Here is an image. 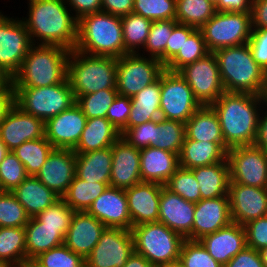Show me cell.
I'll return each instance as SVG.
<instances>
[{"label": "cell", "instance_id": "b9f144b4", "mask_svg": "<svg viewBox=\"0 0 267 267\" xmlns=\"http://www.w3.org/2000/svg\"><path fill=\"white\" fill-rule=\"evenodd\" d=\"M210 52L205 44L203 33L196 29L186 40L178 54L165 66V70L178 72L185 65L204 58Z\"/></svg>", "mask_w": 267, "mask_h": 267}, {"label": "cell", "instance_id": "681fc988", "mask_svg": "<svg viewBox=\"0 0 267 267\" xmlns=\"http://www.w3.org/2000/svg\"><path fill=\"white\" fill-rule=\"evenodd\" d=\"M27 176L22 162L9 151L0 163V191L12 192Z\"/></svg>", "mask_w": 267, "mask_h": 267}, {"label": "cell", "instance_id": "60d3db41", "mask_svg": "<svg viewBox=\"0 0 267 267\" xmlns=\"http://www.w3.org/2000/svg\"><path fill=\"white\" fill-rule=\"evenodd\" d=\"M125 54L138 53L135 49L145 46L152 21L135 13L121 17Z\"/></svg>", "mask_w": 267, "mask_h": 267}, {"label": "cell", "instance_id": "8d00e7d4", "mask_svg": "<svg viewBox=\"0 0 267 267\" xmlns=\"http://www.w3.org/2000/svg\"><path fill=\"white\" fill-rule=\"evenodd\" d=\"M27 260L24 227H0V261L19 267Z\"/></svg>", "mask_w": 267, "mask_h": 267}, {"label": "cell", "instance_id": "e0dca14e", "mask_svg": "<svg viewBox=\"0 0 267 267\" xmlns=\"http://www.w3.org/2000/svg\"><path fill=\"white\" fill-rule=\"evenodd\" d=\"M45 136V122L22 111L15 104L10 108L0 123V139L13 151L28 140Z\"/></svg>", "mask_w": 267, "mask_h": 267}, {"label": "cell", "instance_id": "30bf717a", "mask_svg": "<svg viewBox=\"0 0 267 267\" xmlns=\"http://www.w3.org/2000/svg\"><path fill=\"white\" fill-rule=\"evenodd\" d=\"M161 118L186 123L202 105L188 83L177 73L164 70L160 74Z\"/></svg>", "mask_w": 267, "mask_h": 267}, {"label": "cell", "instance_id": "44dd1931", "mask_svg": "<svg viewBox=\"0 0 267 267\" xmlns=\"http://www.w3.org/2000/svg\"><path fill=\"white\" fill-rule=\"evenodd\" d=\"M194 212L195 203L172 193L165 186L162 187L158 222L180 234L184 239L192 240Z\"/></svg>", "mask_w": 267, "mask_h": 267}, {"label": "cell", "instance_id": "d6a6232c", "mask_svg": "<svg viewBox=\"0 0 267 267\" xmlns=\"http://www.w3.org/2000/svg\"><path fill=\"white\" fill-rule=\"evenodd\" d=\"M112 146L104 149L76 153L75 176L87 182H110Z\"/></svg>", "mask_w": 267, "mask_h": 267}, {"label": "cell", "instance_id": "8c879c8a", "mask_svg": "<svg viewBox=\"0 0 267 267\" xmlns=\"http://www.w3.org/2000/svg\"><path fill=\"white\" fill-rule=\"evenodd\" d=\"M19 267H40V266L37 263H35L33 260H26Z\"/></svg>", "mask_w": 267, "mask_h": 267}, {"label": "cell", "instance_id": "34e18365", "mask_svg": "<svg viewBox=\"0 0 267 267\" xmlns=\"http://www.w3.org/2000/svg\"><path fill=\"white\" fill-rule=\"evenodd\" d=\"M0 267H14V266L7 262L0 261Z\"/></svg>", "mask_w": 267, "mask_h": 267}, {"label": "cell", "instance_id": "8992f818", "mask_svg": "<svg viewBox=\"0 0 267 267\" xmlns=\"http://www.w3.org/2000/svg\"><path fill=\"white\" fill-rule=\"evenodd\" d=\"M116 67L115 57L87 56L76 49L71 50L67 60V79L75 98L103 89H116Z\"/></svg>", "mask_w": 267, "mask_h": 267}, {"label": "cell", "instance_id": "6f0895ef", "mask_svg": "<svg viewBox=\"0 0 267 267\" xmlns=\"http://www.w3.org/2000/svg\"><path fill=\"white\" fill-rule=\"evenodd\" d=\"M195 30L196 28L181 23H177L174 26L166 44V65L178 54L184 44V40Z\"/></svg>", "mask_w": 267, "mask_h": 267}, {"label": "cell", "instance_id": "f6af8a7d", "mask_svg": "<svg viewBox=\"0 0 267 267\" xmlns=\"http://www.w3.org/2000/svg\"><path fill=\"white\" fill-rule=\"evenodd\" d=\"M164 186L188 202L201 200L199 183L190 169L179 167Z\"/></svg>", "mask_w": 267, "mask_h": 267}, {"label": "cell", "instance_id": "680465c9", "mask_svg": "<svg viewBox=\"0 0 267 267\" xmlns=\"http://www.w3.org/2000/svg\"><path fill=\"white\" fill-rule=\"evenodd\" d=\"M224 267H264L258 250L246 246Z\"/></svg>", "mask_w": 267, "mask_h": 267}, {"label": "cell", "instance_id": "753ad0ef", "mask_svg": "<svg viewBox=\"0 0 267 267\" xmlns=\"http://www.w3.org/2000/svg\"><path fill=\"white\" fill-rule=\"evenodd\" d=\"M158 267H183L179 262L171 263V264H165Z\"/></svg>", "mask_w": 267, "mask_h": 267}, {"label": "cell", "instance_id": "8fae6325", "mask_svg": "<svg viewBox=\"0 0 267 267\" xmlns=\"http://www.w3.org/2000/svg\"><path fill=\"white\" fill-rule=\"evenodd\" d=\"M165 66L159 59L144 58L139 53L125 54L117 58L116 89L119 95L133 97L143 88L155 82Z\"/></svg>", "mask_w": 267, "mask_h": 267}, {"label": "cell", "instance_id": "603a6c76", "mask_svg": "<svg viewBox=\"0 0 267 267\" xmlns=\"http://www.w3.org/2000/svg\"><path fill=\"white\" fill-rule=\"evenodd\" d=\"M142 182L140 149L120 137L112 145V166L109 186L127 189Z\"/></svg>", "mask_w": 267, "mask_h": 267}, {"label": "cell", "instance_id": "5bb4252c", "mask_svg": "<svg viewBox=\"0 0 267 267\" xmlns=\"http://www.w3.org/2000/svg\"><path fill=\"white\" fill-rule=\"evenodd\" d=\"M33 46L23 20H14L0 12V67L12 78Z\"/></svg>", "mask_w": 267, "mask_h": 267}, {"label": "cell", "instance_id": "52a82bcc", "mask_svg": "<svg viewBox=\"0 0 267 267\" xmlns=\"http://www.w3.org/2000/svg\"><path fill=\"white\" fill-rule=\"evenodd\" d=\"M134 252L144 256L154 267L179 261L185 240L161 222L144 223L132 227Z\"/></svg>", "mask_w": 267, "mask_h": 267}, {"label": "cell", "instance_id": "484cf974", "mask_svg": "<svg viewBox=\"0 0 267 267\" xmlns=\"http://www.w3.org/2000/svg\"><path fill=\"white\" fill-rule=\"evenodd\" d=\"M198 241L223 267L247 246L245 227L234 222Z\"/></svg>", "mask_w": 267, "mask_h": 267}, {"label": "cell", "instance_id": "e575fe53", "mask_svg": "<svg viewBox=\"0 0 267 267\" xmlns=\"http://www.w3.org/2000/svg\"><path fill=\"white\" fill-rule=\"evenodd\" d=\"M24 228L27 260H33L39 254L64 244L65 235L60 228L43 226L35 217H30Z\"/></svg>", "mask_w": 267, "mask_h": 267}, {"label": "cell", "instance_id": "4316f807", "mask_svg": "<svg viewBox=\"0 0 267 267\" xmlns=\"http://www.w3.org/2000/svg\"><path fill=\"white\" fill-rule=\"evenodd\" d=\"M180 167L179 155L153 146L140 150L142 182L165 185Z\"/></svg>", "mask_w": 267, "mask_h": 267}, {"label": "cell", "instance_id": "6da1fadb", "mask_svg": "<svg viewBox=\"0 0 267 267\" xmlns=\"http://www.w3.org/2000/svg\"><path fill=\"white\" fill-rule=\"evenodd\" d=\"M266 101L267 96L224 92L210 105L218 116L224 143L229 149L255 144L260 117L258 110L260 103L263 105Z\"/></svg>", "mask_w": 267, "mask_h": 267}, {"label": "cell", "instance_id": "91938a15", "mask_svg": "<svg viewBox=\"0 0 267 267\" xmlns=\"http://www.w3.org/2000/svg\"><path fill=\"white\" fill-rule=\"evenodd\" d=\"M134 0H102L101 11L115 16H125L133 13Z\"/></svg>", "mask_w": 267, "mask_h": 267}, {"label": "cell", "instance_id": "7c38bea8", "mask_svg": "<svg viewBox=\"0 0 267 267\" xmlns=\"http://www.w3.org/2000/svg\"><path fill=\"white\" fill-rule=\"evenodd\" d=\"M230 182L267 188V153L257 145L228 149Z\"/></svg>", "mask_w": 267, "mask_h": 267}, {"label": "cell", "instance_id": "d6986e66", "mask_svg": "<svg viewBox=\"0 0 267 267\" xmlns=\"http://www.w3.org/2000/svg\"><path fill=\"white\" fill-rule=\"evenodd\" d=\"M87 212L106 227L132 229L125 189L108 186Z\"/></svg>", "mask_w": 267, "mask_h": 267}, {"label": "cell", "instance_id": "9f6ffc18", "mask_svg": "<svg viewBox=\"0 0 267 267\" xmlns=\"http://www.w3.org/2000/svg\"><path fill=\"white\" fill-rule=\"evenodd\" d=\"M253 59L267 74V28H252L247 42Z\"/></svg>", "mask_w": 267, "mask_h": 267}, {"label": "cell", "instance_id": "e7e4bbea", "mask_svg": "<svg viewBox=\"0 0 267 267\" xmlns=\"http://www.w3.org/2000/svg\"><path fill=\"white\" fill-rule=\"evenodd\" d=\"M14 104V87L10 81L5 87L0 88V123Z\"/></svg>", "mask_w": 267, "mask_h": 267}, {"label": "cell", "instance_id": "ffe728a7", "mask_svg": "<svg viewBox=\"0 0 267 267\" xmlns=\"http://www.w3.org/2000/svg\"><path fill=\"white\" fill-rule=\"evenodd\" d=\"M76 170V153L72 149H53L36 177L57 195L62 197Z\"/></svg>", "mask_w": 267, "mask_h": 267}, {"label": "cell", "instance_id": "ee69618b", "mask_svg": "<svg viewBox=\"0 0 267 267\" xmlns=\"http://www.w3.org/2000/svg\"><path fill=\"white\" fill-rule=\"evenodd\" d=\"M117 95V89H103L96 93L78 96L76 103L82 109L87 119L106 118L107 110Z\"/></svg>", "mask_w": 267, "mask_h": 267}, {"label": "cell", "instance_id": "bcb514c9", "mask_svg": "<svg viewBox=\"0 0 267 267\" xmlns=\"http://www.w3.org/2000/svg\"><path fill=\"white\" fill-rule=\"evenodd\" d=\"M33 261L40 267H85V259L64 244L39 254Z\"/></svg>", "mask_w": 267, "mask_h": 267}, {"label": "cell", "instance_id": "03108f58", "mask_svg": "<svg viewBox=\"0 0 267 267\" xmlns=\"http://www.w3.org/2000/svg\"><path fill=\"white\" fill-rule=\"evenodd\" d=\"M265 105L267 107V101L265 102ZM255 145L267 153V111L265 112V116H261L259 118L258 133Z\"/></svg>", "mask_w": 267, "mask_h": 267}, {"label": "cell", "instance_id": "3957f363", "mask_svg": "<svg viewBox=\"0 0 267 267\" xmlns=\"http://www.w3.org/2000/svg\"><path fill=\"white\" fill-rule=\"evenodd\" d=\"M213 54L225 92L267 96V74L253 59L248 43L221 48Z\"/></svg>", "mask_w": 267, "mask_h": 267}, {"label": "cell", "instance_id": "ba28073f", "mask_svg": "<svg viewBox=\"0 0 267 267\" xmlns=\"http://www.w3.org/2000/svg\"><path fill=\"white\" fill-rule=\"evenodd\" d=\"M14 103L22 111L44 122L76 103L67 77L47 87H14Z\"/></svg>", "mask_w": 267, "mask_h": 267}, {"label": "cell", "instance_id": "11a10c76", "mask_svg": "<svg viewBox=\"0 0 267 267\" xmlns=\"http://www.w3.org/2000/svg\"><path fill=\"white\" fill-rule=\"evenodd\" d=\"M244 227L248 247L258 251L267 247V215L248 222Z\"/></svg>", "mask_w": 267, "mask_h": 267}, {"label": "cell", "instance_id": "74e56055", "mask_svg": "<svg viewBox=\"0 0 267 267\" xmlns=\"http://www.w3.org/2000/svg\"><path fill=\"white\" fill-rule=\"evenodd\" d=\"M53 149L52 144L44 136L40 139L28 140L12 152L24 165L27 175L36 176Z\"/></svg>", "mask_w": 267, "mask_h": 267}, {"label": "cell", "instance_id": "a7ac6f4b", "mask_svg": "<svg viewBox=\"0 0 267 267\" xmlns=\"http://www.w3.org/2000/svg\"><path fill=\"white\" fill-rule=\"evenodd\" d=\"M10 81L11 78L0 67V88L5 87Z\"/></svg>", "mask_w": 267, "mask_h": 267}, {"label": "cell", "instance_id": "db71d44e", "mask_svg": "<svg viewBox=\"0 0 267 267\" xmlns=\"http://www.w3.org/2000/svg\"><path fill=\"white\" fill-rule=\"evenodd\" d=\"M131 112V98L117 95L107 110V120L120 132L126 125Z\"/></svg>", "mask_w": 267, "mask_h": 267}, {"label": "cell", "instance_id": "ab89813d", "mask_svg": "<svg viewBox=\"0 0 267 267\" xmlns=\"http://www.w3.org/2000/svg\"><path fill=\"white\" fill-rule=\"evenodd\" d=\"M215 13V5L209 0H176L178 23L200 29Z\"/></svg>", "mask_w": 267, "mask_h": 267}, {"label": "cell", "instance_id": "003e7915", "mask_svg": "<svg viewBox=\"0 0 267 267\" xmlns=\"http://www.w3.org/2000/svg\"><path fill=\"white\" fill-rule=\"evenodd\" d=\"M123 267H154L144 256L133 252Z\"/></svg>", "mask_w": 267, "mask_h": 267}, {"label": "cell", "instance_id": "277c9868", "mask_svg": "<svg viewBox=\"0 0 267 267\" xmlns=\"http://www.w3.org/2000/svg\"><path fill=\"white\" fill-rule=\"evenodd\" d=\"M75 49L92 56L125 55L121 17L103 11L81 17Z\"/></svg>", "mask_w": 267, "mask_h": 267}, {"label": "cell", "instance_id": "f1b7e54d", "mask_svg": "<svg viewBox=\"0 0 267 267\" xmlns=\"http://www.w3.org/2000/svg\"><path fill=\"white\" fill-rule=\"evenodd\" d=\"M228 149L225 143L200 142L185 136L179 154V165L185 169H193L222 162L227 160Z\"/></svg>", "mask_w": 267, "mask_h": 267}, {"label": "cell", "instance_id": "89a4df30", "mask_svg": "<svg viewBox=\"0 0 267 267\" xmlns=\"http://www.w3.org/2000/svg\"><path fill=\"white\" fill-rule=\"evenodd\" d=\"M8 152L9 150L7 146L0 139V163L3 161Z\"/></svg>", "mask_w": 267, "mask_h": 267}, {"label": "cell", "instance_id": "d4e9b609", "mask_svg": "<svg viewBox=\"0 0 267 267\" xmlns=\"http://www.w3.org/2000/svg\"><path fill=\"white\" fill-rule=\"evenodd\" d=\"M106 226L87 211L74 212L64 245L84 259L98 243Z\"/></svg>", "mask_w": 267, "mask_h": 267}, {"label": "cell", "instance_id": "be15d7a7", "mask_svg": "<svg viewBox=\"0 0 267 267\" xmlns=\"http://www.w3.org/2000/svg\"><path fill=\"white\" fill-rule=\"evenodd\" d=\"M252 28H267V0H252Z\"/></svg>", "mask_w": 267, "mask_h": 267}, {"label": "cell", "instance_id": "2e32d148", "mask_svg": "<svg viewBox=\"0 0 267 267\" xmlns=\"http://www.w3.org/2000/svg\"><path fill=\"white\" fill-rule=\"evenodd\" d=\"M87 117L77 103L45 121V137L54 149L74 150L85 128Z\"/></svg>", "mask_w": 267, "mask_h": 267}, {"label": "cell", "instance_id": "6125c7cd", "mask_svg": "<svg viewBox=\"0 0 267 267\" xmlns=\"http://www.w3.org/2000/svg\"><path fill=\"white\" fill-rule=\"evenodd\" d=\"M217 12H252V0H219L215 5Z\"/></svg>", "mask_w": 267, "mask_h": 267}, {"label": "cell", "instance_id": "f546056e", "mask_svg": "<svg viewBox=\"0 0 267 267\" xmlns=\"http://www.w3.org/2000/svg\"><path fill=\"white\" fill-rule=\"evenodd\" d=\"M160 96L159 76L155 82L131 97V112L127 120V125L120 131V134L122 135L128 128L160 119Z\"/></svg>", "mask_w": 267, "mask_h": 267}, {"label": "cell", "instance_id": "836d02e7", "mask_svg": "<svg viewBox=\"0 0 267 267\" xmlns=\"http://www.w3.org/2000/svg\"><path fill=\"white\" fill-rule=\"evenodd\" d=\"M186 137L190 140L224 143L218 116L210 105L201 106L185 123Z\"/></svg>", "mask_w": 267, "mask_h": 267}, {"label": "cell", "instance_id": "7a4b0ae2", "mask_svg": "<svg viewBox=\"0 0 267 267\" xmlns=\"http://www.w3.org/2000/svg\"><path fill=\"white\" fill-rule=\"evenodd\" d=\"M29 18L24 24L33 42L39 45H58L68 50L76 47L78 20L65 6L66 0H29ZM42 42V43H41Z\"/></svg>", "mask_w": 267, "mask_h": 267}, {"label": "cell", "instance_id": "f907efd6", "mask_svg": "<svg viewBox=\"0 0 267 267\" xmlns=\"http://www.w3.org/2000/svg\"><path fill=\"white\" fill-rule=\"evenodd\" d=\"M178 262L183 267H223L199 241L188 239L182 243Z\"/></svg>", "mask_w": 267, "mask_h": 267}, {"label": "cell", "instance_id": "9c48e42d", "mask_svg": "<svg viewBox=\"0 0 267 267\" xmlns=\"http://www.w3.org/2000/svg\"><path fill=\"white\" fill-rule=\"evenodd\" d=\"M209 52L249 41L252 33L251 12H217L200 28Z\"/></svg>", "mask_w": 267, "mask_h": 267}, {"label": "cell", "instance_id": "7dc6e473", "mask_svg": "<svg viewBox=\"0 0 267 267\" xmlns=\"http://www.w3.org/2000/svg\"><path fill=\"white\" fill-rule=\"evenodd\" d=\"M29 218L12 192L0 191V227H25Z\"/></svg>", "mask_w": 267, "mask_h": 267}, {"label": "cell", "instance_id": "4fadbf2b", "mask_svg": "<svg viewBox=\"0 0 267 267\" xmlns=\"http://www.w3.org/2000/svg\"><path fill=\"white\" fill-rule=\"evenodd\" d=\"M177 73L188 83L202 106L211 105L225 92L218 63L212 52L185 65Z\"/></svg>", "mask_w": 267, "mask_h": 267}, {"label": "cell", "instance_id": "94428289", "mask_svg": "<svg viewBox=\"0 0 267 267\" xmlns=\"http://www.w3.org/2000/svg\"><path fill=\"white\" fill-rule=\"evenodd\" d=\"M67 3L75 10L77 20L85 15L100 12L102 7V0H67Z\"/></svg>", "mask_w": 267, "mask_h": 267}, {"label": "cell", "instance_id": "7bdbcfd3", "mask_svg": "<svg viewBox=\"0 0 267 267\" xmlns=\"http://www.w3.org/2000/svg\"><path fill=\"white\" fill-rule=\"evenodd\" d=\"M177 23L175 19L153 21L144 46L151 57L159 59L164 66H166V44Z\"/></svg>", "mask_w": 267, "mask_h": 267}, {"label": "cell", "instance_id": "ac0fdd59", "mask_svg": "<svg viewBox=\"0 0 267 267\" xmlns=\"http://www.w3.org/2000/svg\"><path fill=\"white\" fill-rule=\"evenodd\" d=\"M228 196L234 223L244 226L267 214V188L229 182Z\"/></svg>", "mask_w": 267, "mask_h": 267}, {"label": "cell", "instance_id": "4dcf8cb0", "mask_svg": "<svg viewBox=\"0 0 267 267\" xmlns=\"http://www.w3.org/2000/svg\"><path fill=\"white\" fill-rule=\"evenodd\" d=\"M120 137V132L107 118L87 119L85 128L73 151L88 153L111 147Z\"/></svg>", "mask_w": 267, "mask_h": 267}, {"label": "cell", "instance_id": "c3c4849f", "mask_svg": "<svg viewBox=\"0 0 267 267\" xmlns=\"http://www.w3.org/2000/svg\"><path fill=\"white\" fill-rule=\"evenodd\" d=\"M133 13L152 22L172 20L176 16V0H134Z\"/></svg>", "mask_w": 267, "mask_h": 267}, {"label": "cell", "instance_id": "7402d4cb", "mask_svg": "<svg viewBox=\"0 0 267 267\" xmlns=\"http://www.w3.org/2000/svg\"><path fill=\"white\" fill-rule=\"evenodd\" d=\"M231 223L229 196L201 199L195 203L192 240L198 241Z\"/></svg>", "mask_w": 267, "mask_h": 267}, {"label": "cell", "instance_id": "1f68e13d", "mask_svg": "<svg viewBox=\"0 0 267 267\" xmlns=\"http://www.w3.org/2000/svg\"><path fill=\"white\" fill-rule=\"evenodd\" d=\"M199 183L201 199L228 196L230 174L228 160L190 169Z\"/></svg>", "mask_w": 267, "mask_h": 267}, {"label": "cell", "instance_id": "83f0119b", "mask_svg": "<svg viewBox=\"0 0 267 267\" xmlns=\"http://www.w3.org/2000/svg\"><path fill=\"white\" fill-rule=\"evenodd\" d=\"M12 194L24 207L29 217H35L61 198L53 190L48 189L36 176H27L12 191Z\"/></svg>", "mask_w": 267, "mask_h": 267}, {"label": "cell", "instance_id": "2644e50d", "mask_svg": "<svg viewBox=\"0 0 267 267\" xmlns=\"http://www.w3.org/2000/svg\"><path fill=\"white\" fill-rule=\"evenodd\" d=\"M259 254H260L264 267H267V247L260 249Z\"/></svg>", "mask_w": 267, "mask_h": 267}, {"label": "cell", "instance_id": "d590c367", "mask_svg": "<svg viewBox=\"0 0 267 267\" xmlns=\"http://www.w3.org/2000/svg\"><path fill=\"white\" fill-rule=\"evenodd\" d=\"M108 186L109 182H87L75 176L61 198L75 212L87 211Z\"/></svg>", "mask_w": 267, "mask_h": 267}, {"label": "cell", "instance_id": "f5cc1de1", "mask_svg": "<svg viewBox=\"0 0 267 267\" xmlns=\"http://www.w3.org/2000/svg\"><path fill=\"white\" fill-rule=\"evenodd\" d=\"M155 120L128 128L121 137L137 149L154 147Z\"/></svg>", "mask_w": 267, "mask_h": 267}, {"label": "cell", "instance_id": "cb8c5ba5", "mask_svg": "<svg viewBox=\"0 0 267 267\" xmlns=\"http://www.w3.org/2000/svg\"><path fill=\"white\" fill-rule=\"evenodd\" d=\"M163 186L155 182H140L125 189L132 227L158 222L159 202Z\"/></svg>", "mask_w": 267, "mask_h": 267}, {"label": "cell", "instance_id": "f35d334b", "mask_svg": "<svg viewBox=\"0 0 267 267\" xmlns=\"http://www.w3.org/2000/svg\"><path fill=\"white\" fill-rule=\"evenodd\" d=\"M185 136L184 123L164 118L155 120L154 147L179 155Z\"/></svg>", "mask_w": 267, "mask_h": 267}, {"label": "cell", "instance_id": "816d5d0a", "mask_svg": "<svg viewBox=\"0 0 267 267\" xmlns=\"http://www.w3.org/2000/svg\"><path fill=\"white\" fill-rule=\"evenodd\" d=\"M74 212L75 211L60 198L50 207L37 214L35 218L42 222L43 226L60 228V231L65 235L70 227Z\"/></svg>", "mask_w": 267, "mask_h": 267}, {"label": "cell", "instance_id": "9a60e30c", "mask_svg": "<svg viewBox=\"0 0 267 267\" xmlns=\"http://www.w3.org/2000/svg\"><path fill=\"white\" fill-rule=\"evenodd\" d=\"M134 252L131 230L106 227L85 258V267H123Z\"/></svg>", "mask_w": 267, "mask_h": 267}, {"label": "cell", "instance_id": "5b68a950", "mask_svg": "<svg viewBox=\"0 0 267 267\" xmlns=\"http://www.w3.org/2000/svg\"><path fill=\"white\" fill-rule=\"evenodd\" d=\"M70 50L58 45L32 46L11 78L13 87H47L67 77Z\"/></svg>", "mask_w": 267, "mask_h": 267}, {"label": "cell", "instance_id": "11e5206c", "mask_svg": "<svg viewBox=\"0 0 267 267\" xmlns=\"http://www.w3.org/2000/svg\"><path fill=\"white\" fill-rule=\"evenodd\" d=\"M212 4L216 5L219 0H209Z\"/></svg>", "mask_w": 267, "mask_h": 267}]
</instances>
